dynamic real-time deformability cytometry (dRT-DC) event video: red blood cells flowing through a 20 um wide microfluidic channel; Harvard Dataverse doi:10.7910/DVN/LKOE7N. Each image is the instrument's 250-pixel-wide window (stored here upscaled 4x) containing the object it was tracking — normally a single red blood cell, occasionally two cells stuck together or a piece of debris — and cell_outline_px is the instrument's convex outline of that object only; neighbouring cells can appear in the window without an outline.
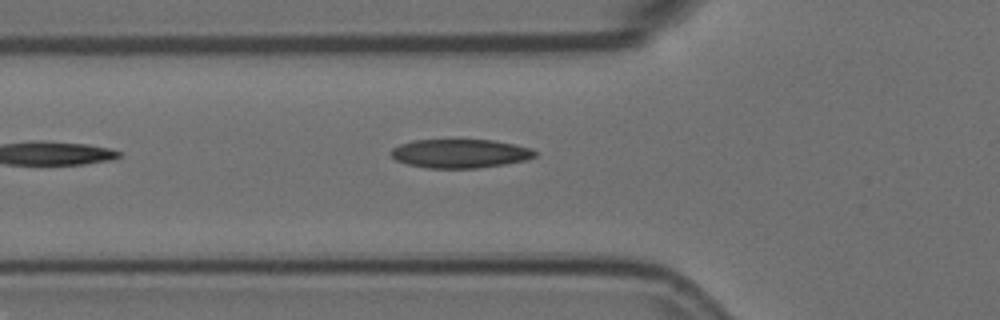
{"species": "Egyptian fruit bat (a non-hibernating species)", "species_latin": "Rousettus aegyptiacus", "temperature_condition": "room temperature", "stored_images_in_passage": 5, "camera_frame_rate_fps": 3000, "um_per_image_px": 0.085, "animal": {"sex": "female"}, "frame": {"image": 1, "passage_image": 5, "time_ms": 1.333, "image_size_px": [1000, 320], "cell_outline_px": [[536, 156], [524, 160], [504, 164], [476, 168], [424, 168], [408, 164], [396, 160], [388, 152], [392, 148], [400, 144], [412, 140], [492, 140], [532, 148], [536, 152]], "centroid_in_image_um": [39.06, 13.05], "position_along_channel_um": 86.7, "area_um2": 24.1}}